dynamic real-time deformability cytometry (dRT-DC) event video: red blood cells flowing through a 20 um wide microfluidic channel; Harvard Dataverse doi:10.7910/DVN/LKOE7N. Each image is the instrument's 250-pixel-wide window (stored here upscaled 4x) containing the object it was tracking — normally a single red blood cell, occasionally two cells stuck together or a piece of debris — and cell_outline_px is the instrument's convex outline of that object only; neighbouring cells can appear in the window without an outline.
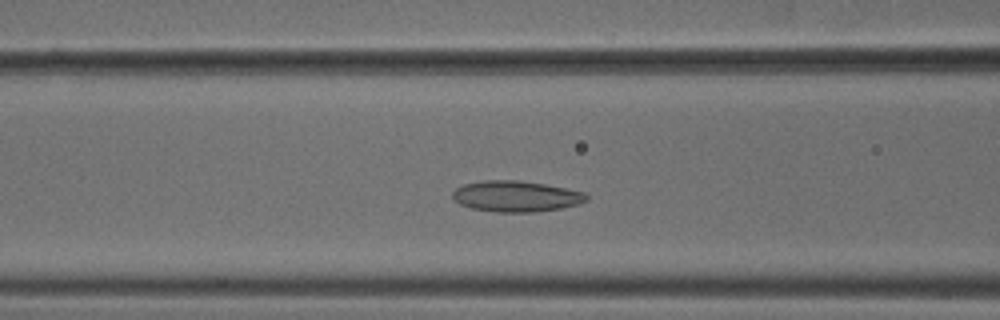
{"species": "common noctule bat (a hibernating species)", "species_latin": "Nyctalus noctula", "temperature_condition": "cold", "stored_images_in_passage": 46, "camera_frame_rate_fps": 3000, "um_per_image_px": 0.085, "animal": {"sex": "male", "body_mass_g": 18.8}, "frame": {"image": 1, "passage_image": 14, "time_ms": 4.333, "image_size_px": [1000, 320], "cell_outline_px": [[588, 200], [580, 204], [560, 208], [536, 212], [496, 212], [472, 208], [460, 204], [452, 200], [452, 192], [456, 188], [464, 184], [484, 180], [520, 180], [544, 184], [588, 192]], "centroid_in_image_um": [43.88, 16.68], "position_along_channel_um": 122.7, "area_um2": 24.39}}
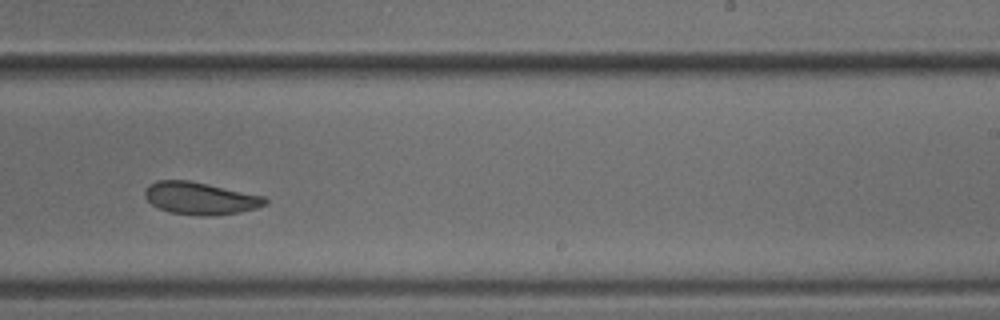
{"frame": {"image": 2, "passage_image": 26, "time_ms": 8.333, "image_size_px": [1000, 320], "cell_outline_px": [[268, 204], [256, 208], [240, 212], [212, 216], [196, 216], [168, 212], [152, 204], [144, 196], [144, 192], [148, 184], [156, 180], [188, 180], [208, 184], [264, 196], [268, 200]], "centroid_in_image_um": [17.02, 16.86], "position_along_channel_um": 272.0, "area_um2": 22.83}}
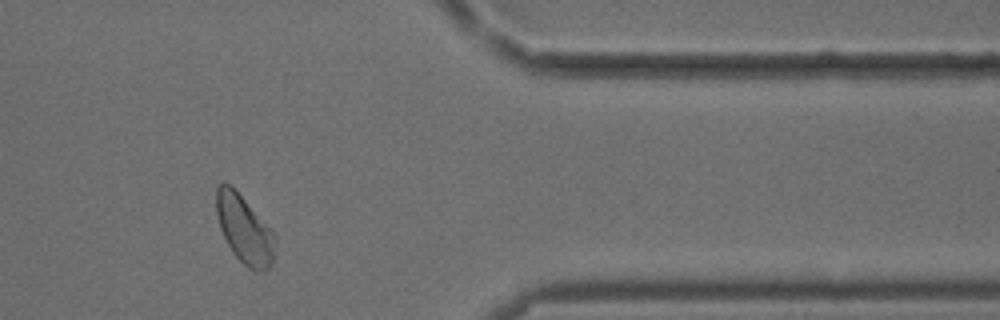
{"frame": {"image": 3, "passage_image": 37, "time_ms": 12.0, "image_size_px": [1000, 320], "cell_outline_px": [[276, 240], [272, 264], [264, 272], [256, 272], [248, 268], [232, 252], [220, 228], [216, 216], [216, 188], [224, 180], [232, 184], [276, 236]], "centroid_in_image_um": [20.76, 19.48], "position_along_channel_um": 390.6, "area_um2": 23.47}, "authors_computed_cell_mechanics": {"area_um2": 23.5246, "velocity_mm_per_s": 3.732, "shape_relaxation_time_tau1_ms": 6.4646, "shape_relaxation_time_tau2_ms": 2.0461, "deformation_change_tau1": 0.0922, "deformation_change_tau2": 0.0657}}